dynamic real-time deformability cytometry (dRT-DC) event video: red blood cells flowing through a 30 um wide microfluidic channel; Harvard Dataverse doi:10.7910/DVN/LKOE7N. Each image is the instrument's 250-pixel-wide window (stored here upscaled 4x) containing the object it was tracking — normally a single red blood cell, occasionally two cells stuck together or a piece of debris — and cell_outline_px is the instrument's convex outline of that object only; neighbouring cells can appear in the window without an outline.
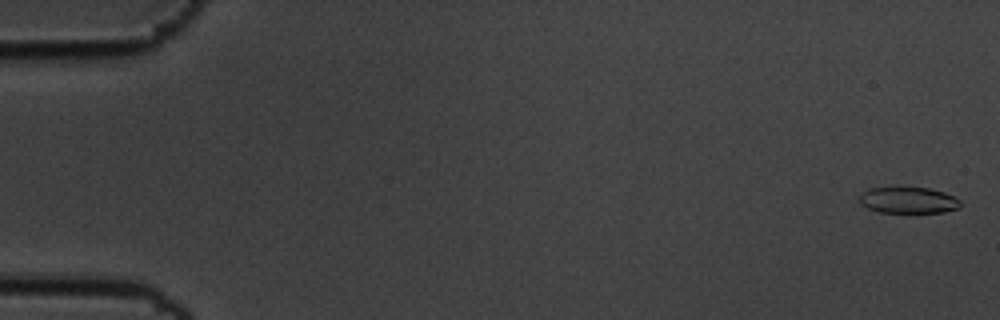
{"species": "common noctule bat (a hibernating species)", "species_latin": "Nyctalus noctula", "temperature_condition": "cold", "stored_images_in_passage": 60, "camera_frame_rate_fps": 3000, "um_per_image_px": 0.085, "animal": {"sex": "male", "body_mass_g": 19.5, "forearm_length_mm": 54.6}, "frame": {"image": 1, "passage_image": 2, "time_ms": 0.333, "image_size_px": [1000, 320], "cell_outline_px": [[960, 208], [944, 212], [876, 212], [860, 204], [860, 192], [868, 188], [896, 184], [900, 184], [928, 188], [944, 192], [956, 196], [960, 200]], "centroid_in_image_um": [77.16, 16.95], "position_along_channel_um": 7.8, "area_um2": 16.42}}
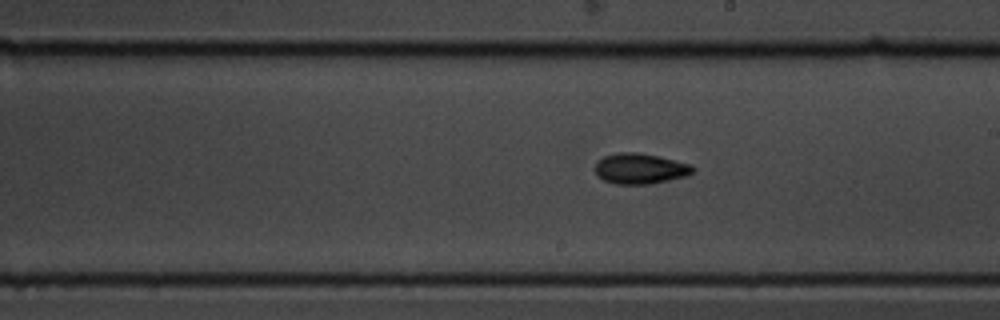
{"frame": {"image": 2, "passage_image": 34, "time_ms": 11.0, "image_size_px": [1000, 320], "cell_outline_px": [[696, 168], [688, 176], [652, 184], [616, 184], [604, 180], [596, 176], [596, 160], [604, 156], [620, 152], [636, 152], [660, 156], [692, 164]], "centroid_in_image_um": [54.44, 14.33], "position_along_channel_um": 234.6, "area_um2": 17.69}}
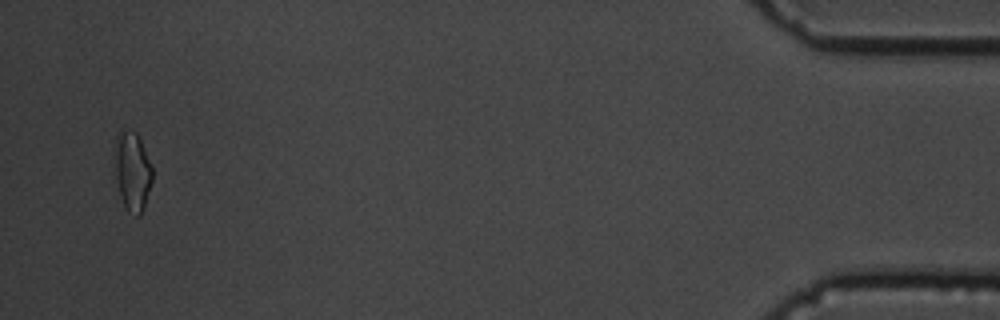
{"frame": {"image": 3, "passage_image": 57, "time_ms": 18.667, "image_size_px": [1000, 320], "cell_outline_px": [[152, 180], [144, 208], [140, 216], [136, 216], [128, 212], [120, 196], [116, 176], [116, 132], [120, 128], [124, 128], [136, 132], [140, 140], [152, 168]], "centroid_in_image_um": [11.26, 14.55], "position_along_channel_um": 423.9, "area_um2": 17.11}, "authors_computed_cell_mechanics": {"area_um2": 16.8198, "velocity_mm_per_s": 3.4978, "shape_relaxation_time_tau1_ms": 2.8394, "shape_relaxation_time_tau2_ms": 5.8482, "deformation_change_tau1": 0.1024, "deformation_change_tau2": 0.1172}}